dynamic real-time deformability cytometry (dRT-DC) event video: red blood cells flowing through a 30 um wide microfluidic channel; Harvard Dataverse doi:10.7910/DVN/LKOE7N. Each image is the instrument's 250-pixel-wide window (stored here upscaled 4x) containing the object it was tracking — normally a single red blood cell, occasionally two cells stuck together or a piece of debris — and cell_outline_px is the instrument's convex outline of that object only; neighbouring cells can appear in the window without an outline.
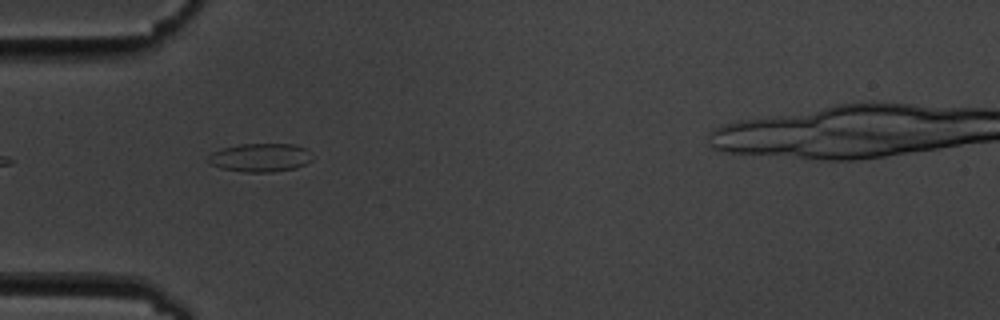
{"species": "common noctule bat (a hibernating species)", "species_latin": "Nyctalus noctula", "temperature_condition": "cold", "stored_images_in_passage": 3, "camera_frame_rate_fps": 3000, "um_per_image_px": 0.085, "animal": {"sex": "male", "body_mass_g": 19.5, "forearm_length_mm": 54.6}, "frame": {"image": 1, "passage_image": 2, "time_ms": 1.333, "image_size_px": [1000, 320], "cell_outline_px": [[312, 160], [296, 168], [272, 172], [244, 172], [220, 168], [208, 164], [208, 156], [212, 152], [220, 148], [240, 144], [292, 144], [308, 148], [312, 152]], "centroid_in_image_um": [22.12, 13.39], "position_along_channel_um": 62.9, "area_um2": 17.57}}
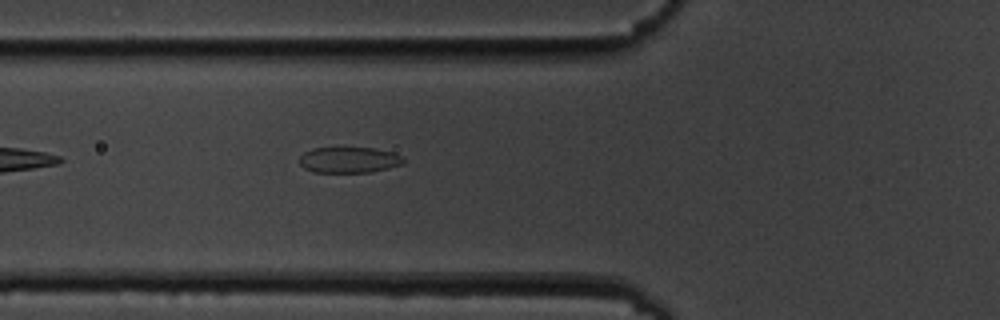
{"frame": {"image": 2, "passage_image": 3, "time_ms": 2.333, "image_size_px": [1000, 320], "cell_outline_px": [[404, 164], [372, 172], [312, 172], [304, 168], [300, 164], [300, 156], [304, 152], [312, 148], [340, 144], [344, 144], [372, 148], [392, 152], [400, 156], [404, 160]], "centroid_in_image_um": [29.62, 13.53], "position_along_channel_um": 96.2, "area_um2": 16.53}}